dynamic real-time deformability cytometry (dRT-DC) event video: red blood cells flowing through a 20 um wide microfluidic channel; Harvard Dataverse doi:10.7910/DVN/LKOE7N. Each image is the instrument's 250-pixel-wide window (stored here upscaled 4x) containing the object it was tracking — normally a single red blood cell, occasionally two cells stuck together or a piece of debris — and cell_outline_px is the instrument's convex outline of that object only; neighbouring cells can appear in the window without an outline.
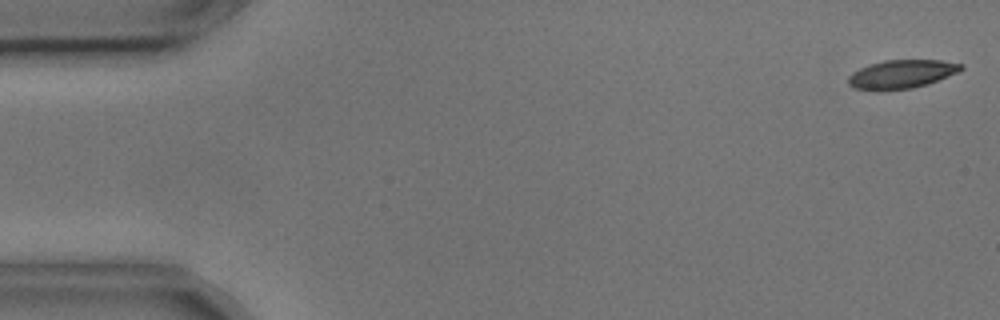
{"species": "common noctule bat (a hibernating species)", "species_latin": "Nyctalus noctula", "temperature_condition": "cold", "stored_images_in_passage": 4, "camera_frame_rate_fps": 3000, "um_per_image_px": 0.085, "animal": {"sex": "male", "body_mass_g": 17.9, "forearm_length_mm": 54.2}, "frame": {"image": 1, "passage_image": 1, "time_ms": 0.0, "image_size_px": [1000, 320], "cell_outline_px": [[964, 68], [960, 72], [928, 84], [912, 88], [876, 92], [852, 88], [848, 84], [848, 76], [852, 72], [860, 68], [884, 60], [940, 60], [964, 64]], "centroid_in_image_um": [76.63, 6.32], "position_along_channel_um": 8.4, "area_um2": 19.19}}